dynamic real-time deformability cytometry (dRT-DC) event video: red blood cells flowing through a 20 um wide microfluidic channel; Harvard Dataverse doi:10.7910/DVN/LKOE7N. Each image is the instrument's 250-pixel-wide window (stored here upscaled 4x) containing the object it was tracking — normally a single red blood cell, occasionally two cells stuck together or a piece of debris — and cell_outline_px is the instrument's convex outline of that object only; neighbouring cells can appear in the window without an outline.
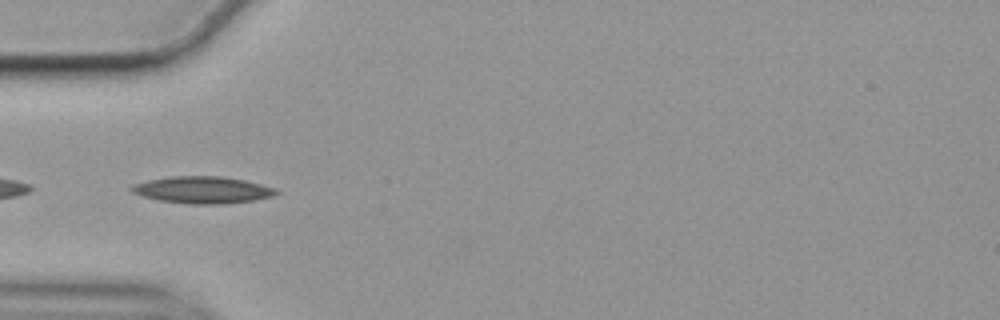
{"species": "common noctule bat (a hibernating species)", "species_latin": "Nyctalus noctula", "temperature_condition": "cold", "stored_images_in_passage": 40, "camera_frame_rate_fps": 3000, "um_per_image_px": 0.085, "animal": {"sex": "female", "body_mass_g": 19.9}, "frame": {"image": 1, "passage_image": 1, "time_ms": 0.0, "image_size_px": [1000, 320], "cell_outline_px": [[280, 192], [272, 196], [252, 200], [224, 204], [188, 204], [160, 200], [144, 196], [132, 192], [128, 188], [132, 184], [148, 180], [172, 176], [220, 176], [244, 180], [276, 188]], "centroid_in_image_um": [17.2, 16.14], "position_along_channel_um": 67.8, "area_um2": 22.6}}
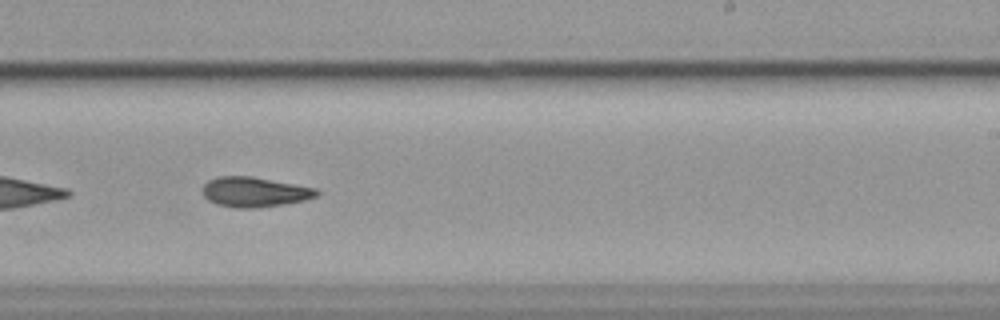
{"frame": {"image": 2, "passage_image": 18, "time_ms": 5.667, "image_size_px": [1000, 320], "cell_outline_px": [[320, 192], [316, 196], [304, 200], [284, 204], [252, 208], [236, 208], [216, 204], [208, 200], [204, 196], [204, 184], [208, 180], [220, 176], [252, 176], [316, 188]], "centroid_in_image_um": [21.63, 16.31], "position_along_channel_um": 267.4, "area_um2": 19.77}, "authors_computed_cell_mechanics": {"area_um2": 19.7098, "velocity_mm_per_s": 3.5386, "shape_relaxation_time_tau1_ms": 7.1433, "shape_relaxation_time_tau2_ms": null, "deformation_change_tau1": 0.1854, "deformation_change_tau2": null}}